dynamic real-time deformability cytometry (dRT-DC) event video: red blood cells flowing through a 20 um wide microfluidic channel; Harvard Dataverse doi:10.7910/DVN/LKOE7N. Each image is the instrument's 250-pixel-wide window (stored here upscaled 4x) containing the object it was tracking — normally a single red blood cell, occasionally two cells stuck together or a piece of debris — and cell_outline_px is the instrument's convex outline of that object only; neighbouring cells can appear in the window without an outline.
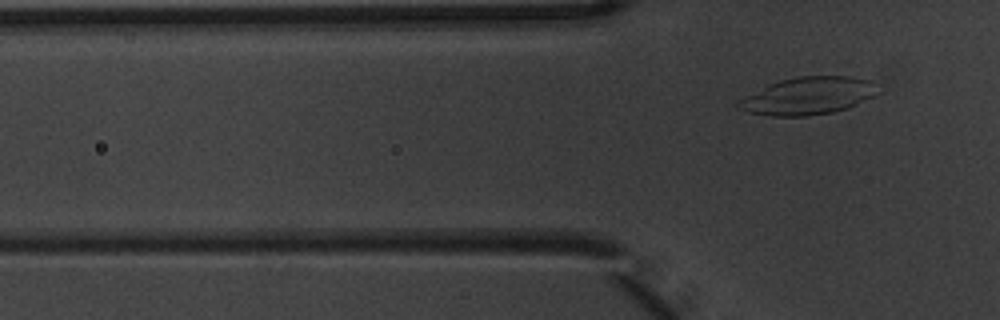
{"species": "common noctule bat (a hibernating species)", "species_latin": "Nyctalus noctula", "temperature_condition": "warm", "stored_images_in_passage": 7, "camera_frame_rate_fps": 3000, "um_per_image_px": 0.085, "animal": {"sex": "male", "body_mass_g": 20.1, "forearm_length_mm": 53.5}, "frame": {"image": 1, "passage_image": 7, "time_ms": 2.0, "image_size_px": [1000, 320], "cell_outline_px": [[872, 96], [848, 108], [832, 112], [804, 116], [772, 116], [748, 112], [736, 108], [732, 104], [736, 100], [768, 84], [780, 80], [800, 76], [848, 76], [872, 80]], "centroid_in_image_um": [68.54, 8.16], "position_along_channel_um": 57.3, "area_um2": 30.17}}